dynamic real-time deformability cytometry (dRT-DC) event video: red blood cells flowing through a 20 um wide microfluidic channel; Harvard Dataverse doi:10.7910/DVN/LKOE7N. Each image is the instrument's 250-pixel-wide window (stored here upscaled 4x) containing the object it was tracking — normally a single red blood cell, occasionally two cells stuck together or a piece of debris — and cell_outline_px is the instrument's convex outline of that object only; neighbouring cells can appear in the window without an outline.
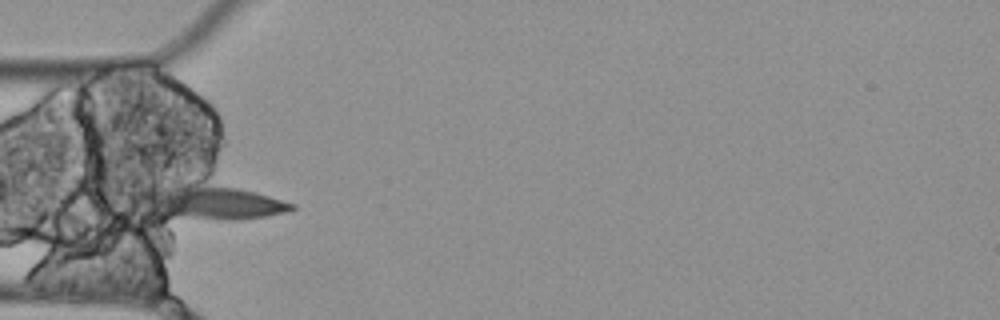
{"species": "Egyptian fruit bat (a non-hibernating species)", "species_latin": "Rousettus aegyptiacus", "temperature_condition": "cold", "stored_images_in_passage": 4, "camera_frame_rate_fps": 3000, "um_per_image_px": 0.085, "animal": {"sex": "female"}, "frame": {"image": 1, "passage_image": 4, "time_ms": 1.0, "image_size_px": [1000, 320], "cell_outline_px": [[296, 208], [284, 212], [264, 216], [236, 220], [220, 220], [164, 216], [128, 204], [128, 192], [168, 176], [204, 172], [296, 204]], "centroid_in_image_um": [17.47, 16.89], "position_along_channel_um": 67.5, "area_um2": 38.09}}